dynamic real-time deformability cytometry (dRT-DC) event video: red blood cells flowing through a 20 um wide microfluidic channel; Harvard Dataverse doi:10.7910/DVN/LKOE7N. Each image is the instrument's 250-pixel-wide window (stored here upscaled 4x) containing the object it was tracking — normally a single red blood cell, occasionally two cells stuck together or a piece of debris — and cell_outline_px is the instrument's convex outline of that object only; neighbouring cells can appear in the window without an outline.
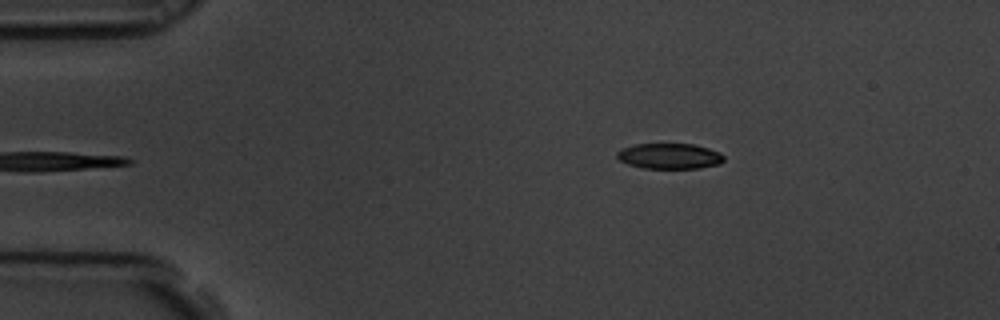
{"species": "common noctule bat (a hibernating species)", "species_latin": "Nyctalus noctula", "temperature_condition": "room temperature", "stored_images_in_passage": 5, "segment_of_instrument_passage": [2, 2], "camera_frame_rate_fps": 3000, "um_per_image_px": 0.085, "animal": {"sex": "male", "body_mass_g": 19.5, "forearm_length_mm": 54.6}, "frame": {"image": 1, "passage_image": 5, "time_ms": 1.333, "image_size_px": [1000, 320], "cell_outline_px": [[724, 160], [720, 164], [700, 168], [644, 168], [628, 164], [620, 160], [616, 156], [616, 152], [620, 148], [632, 144], [692, 144], [708, 148], [720, 152], [724, 156]], "centroid_in_image_um": [56.89, 13.26], "position_along_channel_um": 28.1, "area_um2": 16.01}}